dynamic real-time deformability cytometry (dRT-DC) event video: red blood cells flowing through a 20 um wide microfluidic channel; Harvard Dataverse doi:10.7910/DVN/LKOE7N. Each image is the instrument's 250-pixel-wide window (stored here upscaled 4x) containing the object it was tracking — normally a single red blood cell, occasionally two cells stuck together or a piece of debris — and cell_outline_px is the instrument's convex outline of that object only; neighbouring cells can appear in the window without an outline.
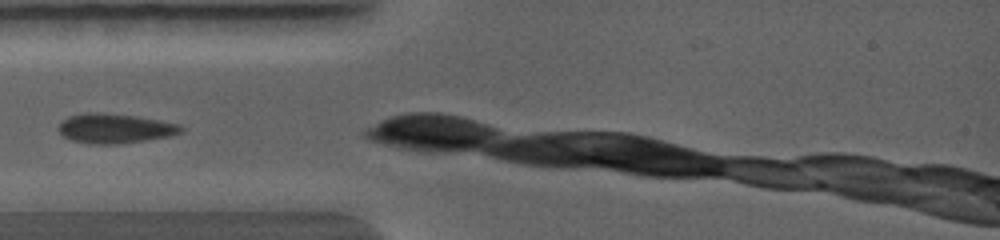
{"species": "common noctule bat (a hibernating species)", "species_latin": "Nyctalus noctula", "temperature_condition": "warm", "stored_images_in_passage": 8, "camera_frame_rate_fps": 5000, "um_per_image_px": 0.085, "animal": {"sex": "female", "body_mass_g": 19.0, "forearm_length_mm": 56.7}, "frame": {"image": 1, "passage_image": 1, "time_ms": 0.0, "image_size_px": [1000, 240], "cell_outline_px": [[180, 132], [168, 136], [144, 140], [116, 144], [88, 144], [72, 140], [64, 136], [60, 132], [60, 124], [64, 120], [72, 116], [132, 116], [176, 124], [180, 128]], "centroid_in_image_um": [9.76, 10.99], "position_along_channel_um": 75.2, "area_um2": 19.25}}